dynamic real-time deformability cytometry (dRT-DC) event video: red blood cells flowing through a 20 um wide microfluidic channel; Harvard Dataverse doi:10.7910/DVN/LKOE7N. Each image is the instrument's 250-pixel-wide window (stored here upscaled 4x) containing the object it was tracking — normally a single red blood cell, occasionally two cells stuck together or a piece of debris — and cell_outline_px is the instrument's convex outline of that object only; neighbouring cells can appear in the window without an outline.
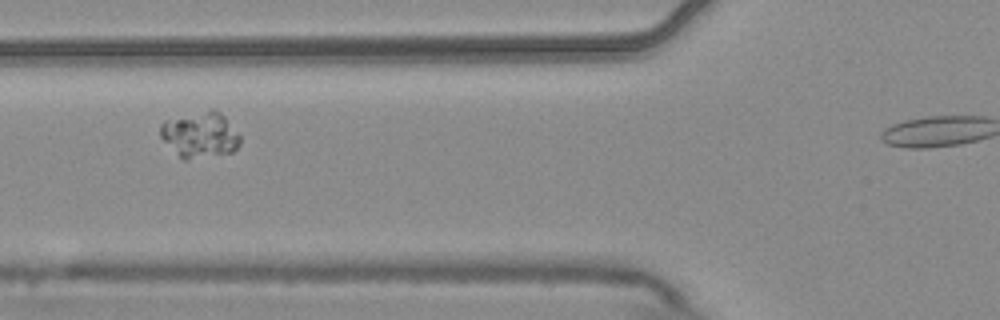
{"species": "common noctule bat (a hibernating species)", "species_latin": "Nyctalus noctula", "temperature_condition": "warm", "stored_images_in_passage": 8, "camera_frame_rate_fps": 3000, "um_per_image_px": 0.085, "animal": {"sex": "male", "body_mass_g": 20.4}, "frame": {"image": 1, "passage_image": 4, "time_ms": 1.0, "image_size_px": [1000, 320], "cell_outline_px": [[240, 144], [232, 152], [188, 160], [184, 160], [160, 136], [160, 124], [164, 120], [212, 108], [220, 112], [224, 116], [240, 136]], "centroid_in_image_um": [17.0, 11.44], "position_along_channel_um": 108.8, "area_um2": 21.15}}
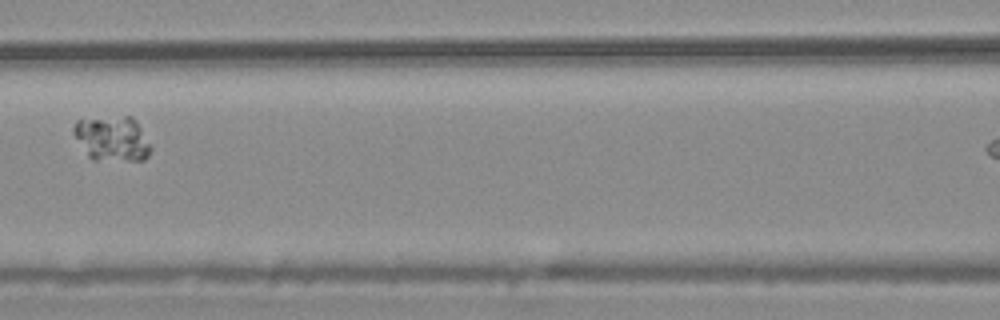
{"frame": {"image": 2, "passage_image": 5, "time_ms": 1.333, "image_size_px": [1000, 320], "cell_outline_px": [[152, 148], [148, 156], [144, 160], [92, 160], [88, 156], [72, 132], [72, 128], [76, 120], [124, 116], [132, 116], [136, 120], [152, 144]], "centroid_in_image_um": [9.57, 11.78], "position_along_channel_um": 157.0, "area_um2": 20.4}}
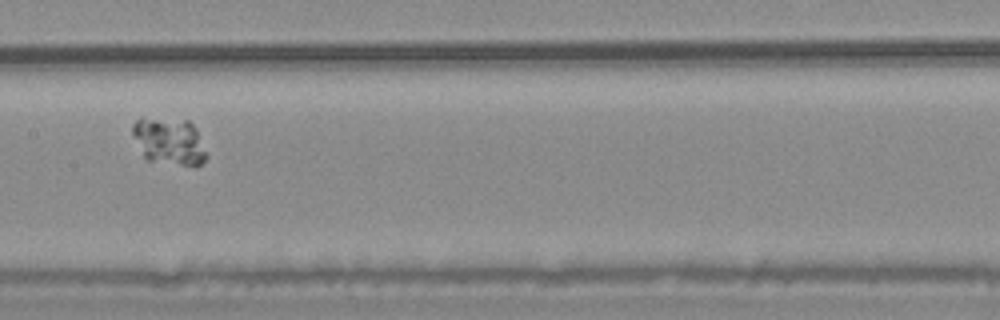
{"frame": {"image": 3, "passage_image": 6, "time_ms": 1.667, "image_size_px": [1000, 320], "cell_outline_px": [[208, 156], [196, 168], [148, 160], [144, 156], [132, 132], [132, 124], [140, 116], [188, 120], [196, 128]], "centroid_in_image_um": [14.4, 12.0], "position_along_channel_um": 193.0, "area_um2": 20.63}}